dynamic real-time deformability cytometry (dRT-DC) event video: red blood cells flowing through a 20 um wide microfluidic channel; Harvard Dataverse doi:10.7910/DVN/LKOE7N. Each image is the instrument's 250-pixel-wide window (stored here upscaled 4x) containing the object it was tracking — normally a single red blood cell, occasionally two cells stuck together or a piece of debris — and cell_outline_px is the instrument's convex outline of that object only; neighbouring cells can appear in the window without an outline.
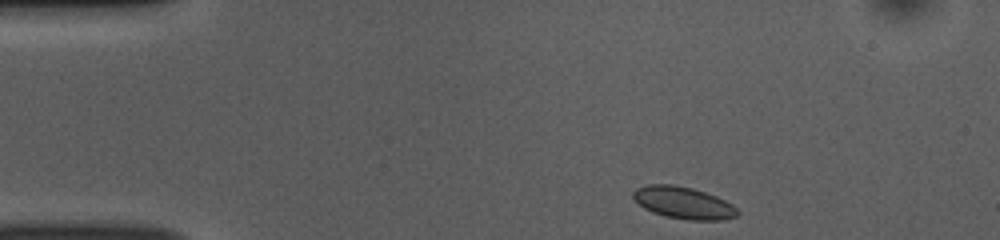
{"species": "common noctule bat (a hibernating species)", "species_latin": "Nyctalus noctula", "temperature_condition": "room temperature", "stored_images_in_passage": 44, "camera_frame_rate_fps": 3000, "um_per_image_px": 0.085, "animal": {"sex": "female", "body_mass_g": 10.0, "forearm_length_mm": 53.1}, "frame": {"image": 1, "passage_image": 1, "time_ms": 0.0, "image_size_px": [1000, 240], "cell_outline_px": [[740, 212], [736, 216], [724, 220], [688, 220], [664, 216], [652, 212], [644, 208], [632, 196], [632, 192], [636, 188], [648, 184], [672, 184], [692, 188], [716, 196], [732, 204]], "centroid_in_image_um": [58.09, 17.24], "position_along_channel_um": 26.9, "area_um2": 19.48}}
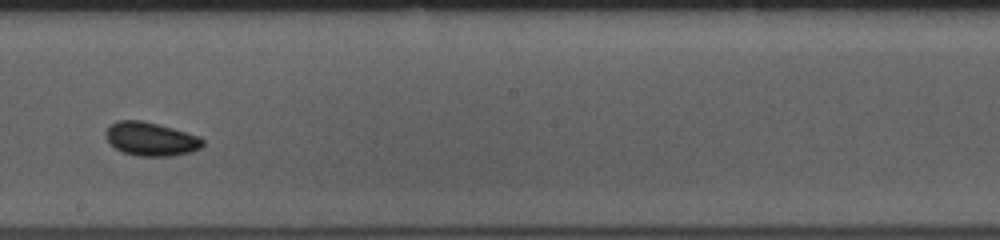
{"frame": {"image": 2, "passage_image": 22, "time_ms": 7.0, "image_size_px": [1000, 240], "cell_outline_px": [[204, 144], [200, 148], [192, 152], [172, 156], [136, 156], [124, 152], [116, 148], [104, 136], [104, 132], [116, 120], [140, 120], [172, 128], [200, 136], [204, 140]], "centroid_in_image_um": [12.84, 11.82], "position_along_channel_um": 235.4, "area_um2": 18.96}}
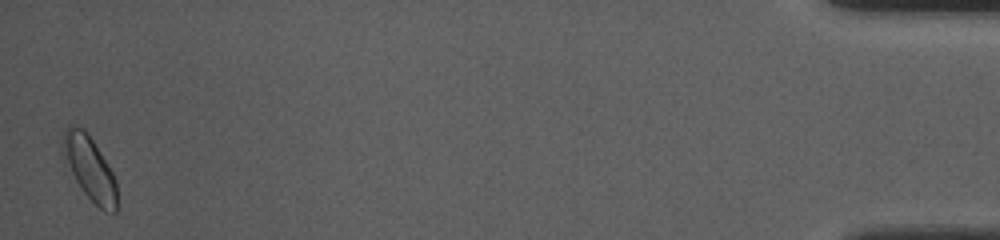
{"frame": {"image": 3, "passage_image": 44, "time_ms": 14.333, "image_size_px": [1000, 240], "cell_outline_px": [[116, 212], [104, 212], [84, 192], [60, 156], [60, 144], [64, 128], [68, 124], [72, 124], [84, 128], [92, 140], [112, 172], [116, 180]], "centroid_in_image_um": [7.54, 14.22], "position_along_channel_um": 427.7, "area_um2": 20.29}, "authors_computed_cell_mechanics": {"area_um2": 18.3226, "velocity_mm_per_s": 3.8387, "shape_relaxation_time_tau1_ms": 2.2842, "shape_relaxation_time_tau2_ms": 4.3727, "deformation_change_tau1": 0.0618, "deformation_change_tau2": 0.0674}}